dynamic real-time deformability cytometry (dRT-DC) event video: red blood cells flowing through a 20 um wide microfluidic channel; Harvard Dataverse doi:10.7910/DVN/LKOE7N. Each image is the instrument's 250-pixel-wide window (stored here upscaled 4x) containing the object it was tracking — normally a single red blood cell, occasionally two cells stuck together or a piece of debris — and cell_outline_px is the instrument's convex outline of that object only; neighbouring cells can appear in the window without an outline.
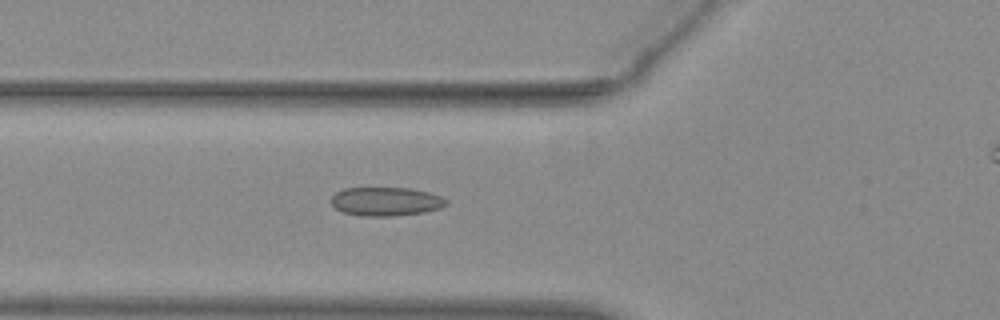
{"species": "common noctule bat (a hibernating species)", "species_latin": "Nyctalus noctula", "temperature_condition": "warm", "stored_images_in_passage": 50, "camera_frame_rate_fps": 3000, "um_per_image_px": 0.085, "animal": {"sex": "female", "body_mass_g": 29.2, "forearm_length_mm": 56.3}, "frame": {"image": 1, "passage_image": 21, "time_ms": 6.667, "image_size_px": [1000, 320], "cell_outline_px": [[448, 204], [440, 208], [424, 212], [392, 216], [360, 216], [340, 212], [332, 204], [332, 196], [336, 192], [344, 188], [408, 188], [428, 192], [440, 196], [448, 200]], "centroid_in_image_um": [32.79, 17.13], "position_along_channel_um": 93.0, "area_um2": 19.31}}
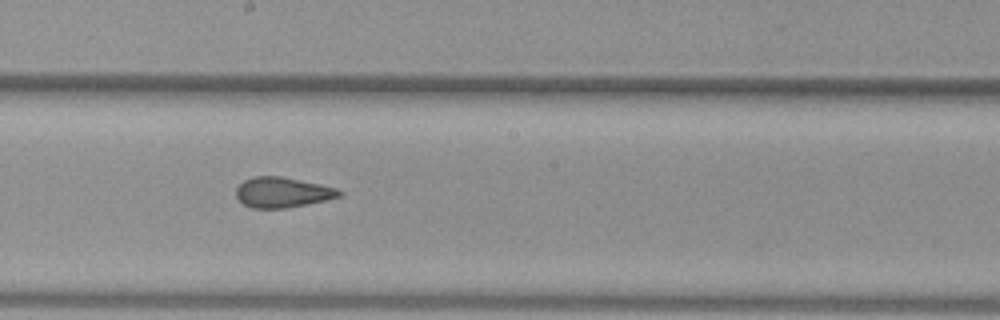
{"frame": {"image": 2, "passage_image": 31, "time_ms": 10.0, "image_size_px": [1000, 320], "cell_outline_px": [[344, 192], [340, 196], [324, 200], [284, 208], [252, 208], [244, 204], [236, 196], [236, 188], [244, 180], [252, 176], [280, 176], [336, 188]], "centroid_in_image_um": [23.96, 16.34], "position_along_channel_um": 224.2, "area_um2": 17.86}}
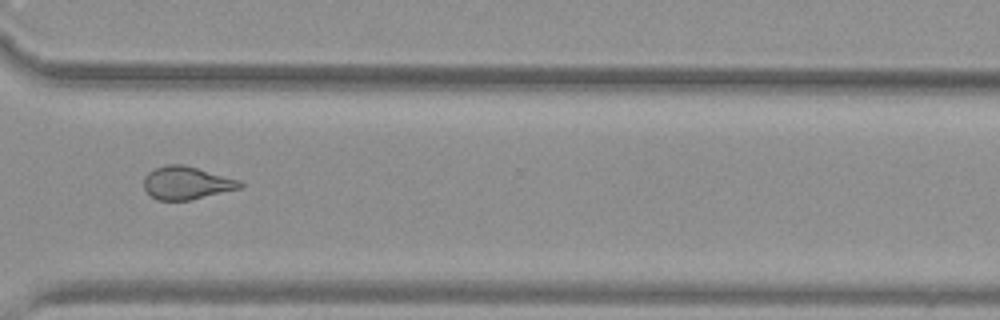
{"frame": {"image": 3, "passage_image": 41, "time_ms": 13.333, "image_size_px": [1000, 320], "cell_outline_px": [[244, 184], [240, 188], [192, 200], [156, 200], [144, 188], [144, 176], [148, 172], [156, 168], [168, 164], [184, 164], [240, 180]], "centroid_in_image_um": [15.86, 15.55], "position_along_channel_um": 354.7, "area_um2": 18.44}, "authors_computed_cell_mechanics": {"area_um2": 19.3919, "velocity_mm_per_s": 3.9195, "shape_relaxation_time_tau1_ms": null, "shape_relaxation_time_tau2_ms": 1.4486, "deformation_change_tau1": null, "deformation_change_tau2": 0.086}}